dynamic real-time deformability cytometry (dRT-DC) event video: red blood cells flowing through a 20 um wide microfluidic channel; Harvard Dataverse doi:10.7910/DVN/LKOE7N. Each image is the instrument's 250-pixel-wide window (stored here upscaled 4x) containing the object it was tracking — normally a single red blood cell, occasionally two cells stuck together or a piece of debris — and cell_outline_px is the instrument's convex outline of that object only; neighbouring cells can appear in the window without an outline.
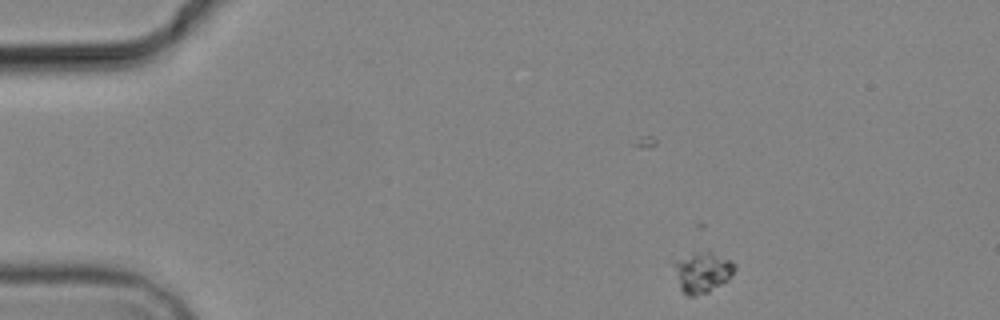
{"species": "common noctule bat (a hibernating species)", "species_latin": "Nyctalus noctula", "temperature_condition": "cold", "stored_images_in_passage": 3, "segment_of_instrument_passage": [2, 2], "camera_frame_rate_fps": 3000, "um_per_image_px": 0.085, "animal": {"sex": "male", "body_mass_g": 19.2, "forearm_length_mm": 51.8}, "frame": {"image": 1, "passage_image": 3, "time_ms": 2.333, "image_size_px": [1000, 320], "cell_outline_px": [[736, 268], [728, 280], [708, 292], [696, 296], [688, 296], [680, 288], [676, 264], [676, 260], [692, 252], [712, 252], [732, 260], [736, 264]], "centroid_in_image_um": [59.77, 23.13], "position_along_channel_um": 25.2, "area_um2": 14.05}}